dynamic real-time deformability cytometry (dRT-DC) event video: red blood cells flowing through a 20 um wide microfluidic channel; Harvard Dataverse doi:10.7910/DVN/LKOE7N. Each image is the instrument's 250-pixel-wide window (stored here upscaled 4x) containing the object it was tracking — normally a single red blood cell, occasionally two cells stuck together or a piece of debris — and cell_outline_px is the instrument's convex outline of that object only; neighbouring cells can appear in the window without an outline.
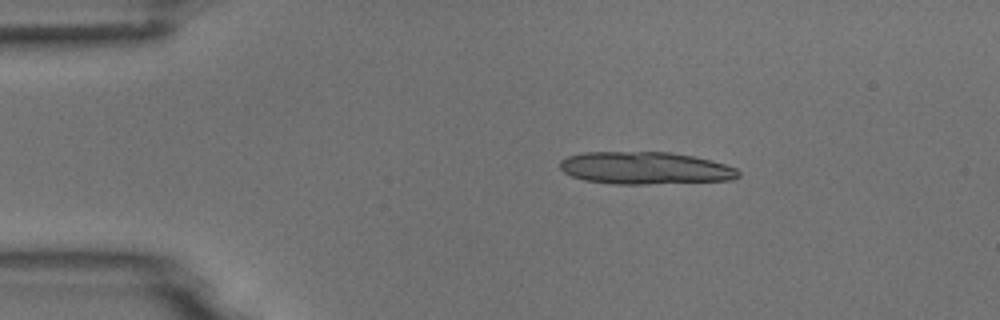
{"species": "common noctule bat (a hibernating species)", "species_latin": "Nyctalus noctula", "temperature_condition": "room temperature", "stored_images_in_passage": 3, "camera_frame_rate_fps": 3000, "um_per_image_px": 0.085, "animal": {"sex": "male", "body_mass_g": 18.8}, "frame": {"image": 1, "passage_image": 1, "time_ms": 0.0, "image_size_px": [1000, 320], "cell_outline_px": [[740, 176], [732, 180], [644, 184], [616, 184], [584, 180], [572, 176], [564, 172], [560, 168], [560, 160], [568, 156], [584, 152], [672, 152], [712, 160], [736, 168], [740, 172]], "centroid_in_image_um": [54.84, 14.28], "position_along_channel_um": 30.2, "area_um2": 33.7}}